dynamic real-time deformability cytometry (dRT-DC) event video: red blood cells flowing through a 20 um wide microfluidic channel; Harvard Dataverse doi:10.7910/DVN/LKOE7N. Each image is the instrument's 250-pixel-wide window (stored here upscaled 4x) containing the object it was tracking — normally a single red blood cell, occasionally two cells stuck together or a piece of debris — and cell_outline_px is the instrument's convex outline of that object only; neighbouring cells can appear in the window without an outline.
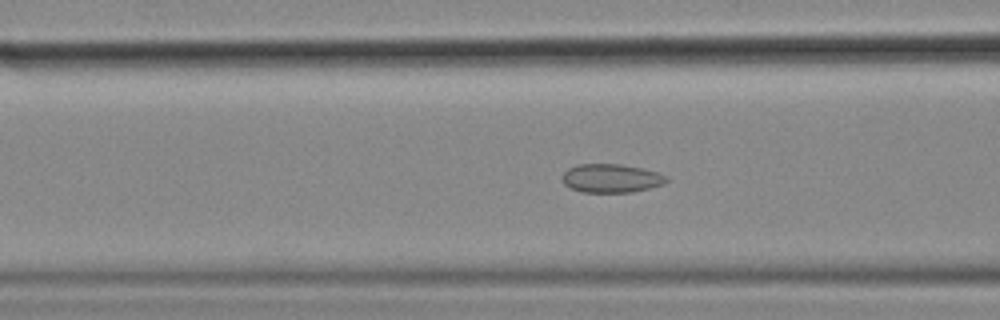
{"species": "common noctule bat (a hibernating species)", "species_latin": "Nyctalus noctula", "temperature_condition": "cold", "stored_images_in_passage": 49, "camera_frame_rate_fps": 3000, "um_per_image_px": 0.085, "animal": {"sex": "female", "body_mass_g": 18.4}, "frame": {"image": 1, "passage_image": 21, "time_ms": 6.667, "image_size_px": [1000, 320], "cell_outline_px": [[668, 180], [664, 184], [632, 192], [584, 192], [572, 188], [564, 184], [560, 176], [568, 168], [580, 164], [620, 164], [640, 168], [656, 172], [668, 176]], "centroid_in_image_um": [51.94, 15.15], "position_along_channel_um": 114.7, "area_um2": 17.28}}
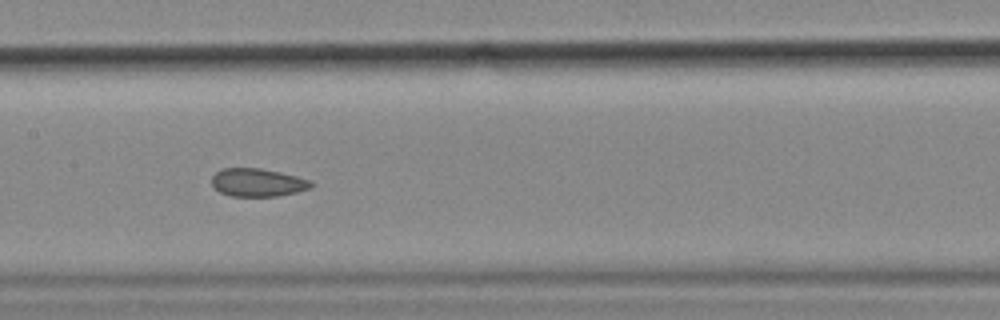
{"frame": {"image": 2, "passage_image": 27, "time_ms": 8.667, "image_size_px": [1000, 320], "cell_outline_px": [[316, 184], [312, 188], [280, 196], [232, 196], [220, 192], [212, 184], [212, 176], [216, 172], [224, 168], [260, 168], [280, 172], [312, 180]], "centroid_in_image_um": [21.96, 15.51], "position_along_channel_um": 185.4, "area_um2": 16.36}}
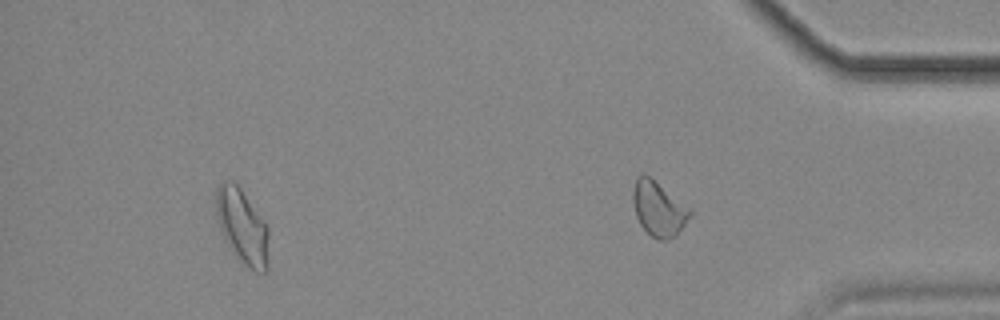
{"frame": {"image": 3, "passage_image": 44, "time_ms": 14.333, "image_size_px": [1000, 320], "cell_outline_px": [[268, 268], [264, 272], [256, 272], [244, 264], [232, 252], [220, 228], [216, 212], [216, 188], [224, 180], [232, 180], [240, 188], [264, 220], [268, 228]], "centroid_in_image_um": [20.6, 19.24], "position_along_channel_um": 414.6, "area_um2": 22.77}, "authors_computed_cell_mechanics": {"area_um2": 19.0162, "velocity_mm_per_s": 3.5492, "shape_relaxation_time_tau1_ms": null, "shape_relaxation_time_tau2_ms": 1.8226, "deformation_change_tau1": null, "deformation_change_tau2": 0.0678}}